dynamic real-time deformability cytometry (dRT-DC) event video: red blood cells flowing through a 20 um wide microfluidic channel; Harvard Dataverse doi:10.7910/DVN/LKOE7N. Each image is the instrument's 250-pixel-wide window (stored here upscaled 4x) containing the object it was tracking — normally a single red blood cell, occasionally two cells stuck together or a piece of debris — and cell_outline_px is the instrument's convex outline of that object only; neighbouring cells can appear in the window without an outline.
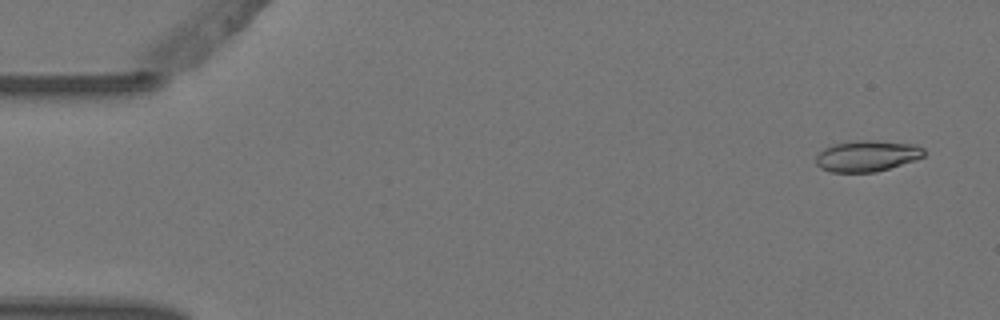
{"species": "Egyptian fruit bat (a non-hibernating species)", "species_latin": "Rousettus aegyptiacus", "temperature_condition": "warm", "stored_images_in_passage": 6, "camera_frame_rate_fps": 3000, "um_per_image_px": 0.085, "animal": {"sex": "female"}, "frame": {"image": 1, "passage_image": 1, "time_ms": 0.0, "image_size_px": [1000, 320], "cell_outline_px": [[924, 156], [916, 160], [876, 172], [832, 172], [820, 168], [816, 164], [816, 156], [824, 148], [836, 144], [860, 140], [876, 140], [916, 144], [924, 148]], "centroid_in_image_um": [73.73, 13.25], "position_along_channel_um": 11.3, "area_um2": 19.59}}
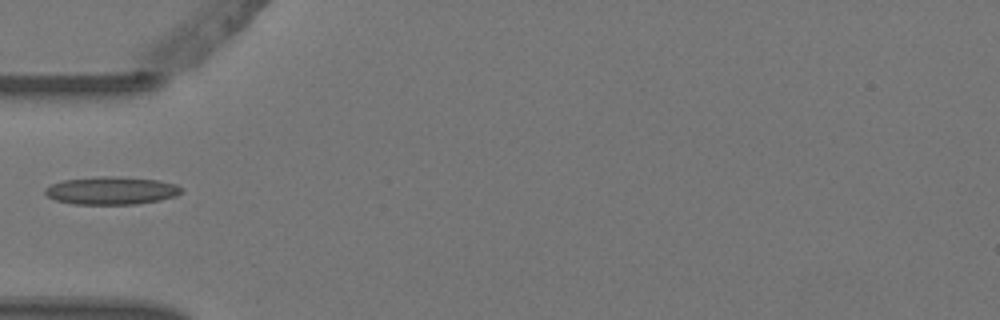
{"frame": {"image": 2, "passage_image": 5, "time_ms": 1.333, "image_size_px": [1000, 320], "cell_outline_px": [[180, 192], [176, 196], [160, 200], [136, 204], [76, 204], [56, 200], [48, 196], [44, 192], [44, 188], [52, 184], [64, 180], [100, 176], [112, 176], [156, 180], [176, 184], [180, 188]], "centroid_in_image_um": [9.44, 16.2], "position_along_channel_um": 75.6, "area_um2": 21.85}}
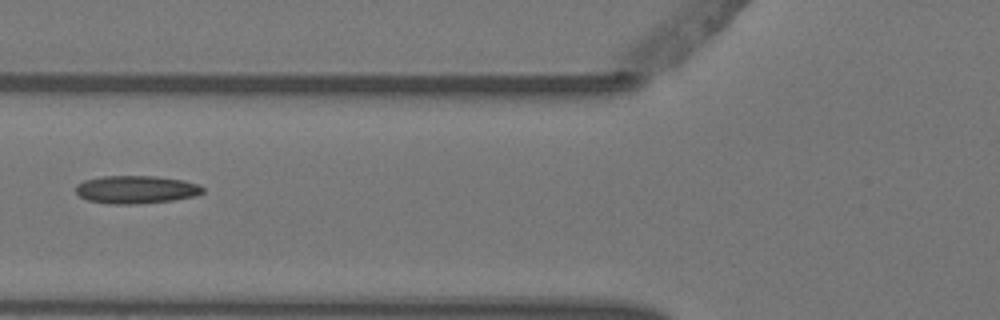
{"frame": {"image": 3, "passage_image": 6, "time_ms": 1.667, "image_size_px": [1000, 320], "cell_outline_px": [[204, 192], [196, 196], [172, 200], [136, 204], [112, 204], [88, 200], [80, 196], [76, 192], [76, 184], [84, 180], [100, 176], [156, 176], [180, 180], [200, 184], [204, 188]], "centroid_in_image_um": [11.57, 16.11], "position_along_channel_um": 114.2, "area_um2": 20.69}}